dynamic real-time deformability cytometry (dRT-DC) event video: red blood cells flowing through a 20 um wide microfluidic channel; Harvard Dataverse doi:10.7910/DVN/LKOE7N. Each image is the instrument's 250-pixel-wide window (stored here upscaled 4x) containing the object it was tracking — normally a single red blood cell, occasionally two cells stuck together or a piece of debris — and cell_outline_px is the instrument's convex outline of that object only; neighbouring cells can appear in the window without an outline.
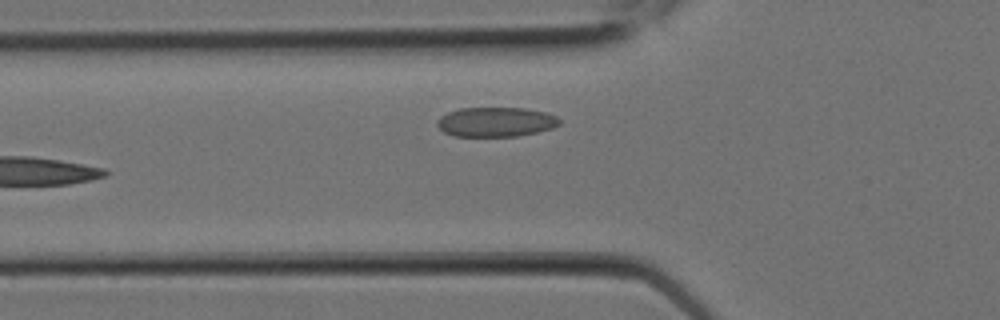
{"species": "Egyptian fruit bat (a non-hibernating species)", "species_latin": "Rousettus aegyptiacus", "temperature_condition": "room temperature", "stored_images_in_passage": 7, "camera_frame_rate_fps": 3000, "um_per_image_px": 0.085, "animal": {"sex": "female"}, "frame": {"image": 1, "passage_image": 7, "time_ms": 2.0, "image_size_px": [1000, 320], "cell_outline_px": [[560, 124], [552, 128], [536, 132], [516, 136], [456, 136], [444, 132], [436, 124], [436, 120], [440, 116], [448, 112], [460, 108], [528, 108], [548, 112], [556, 116], [560, 120]], "centroid_in_image_um": [42.15, 10.35], "position_along_channel_um": 83.6, "area_um2": 21.15}}